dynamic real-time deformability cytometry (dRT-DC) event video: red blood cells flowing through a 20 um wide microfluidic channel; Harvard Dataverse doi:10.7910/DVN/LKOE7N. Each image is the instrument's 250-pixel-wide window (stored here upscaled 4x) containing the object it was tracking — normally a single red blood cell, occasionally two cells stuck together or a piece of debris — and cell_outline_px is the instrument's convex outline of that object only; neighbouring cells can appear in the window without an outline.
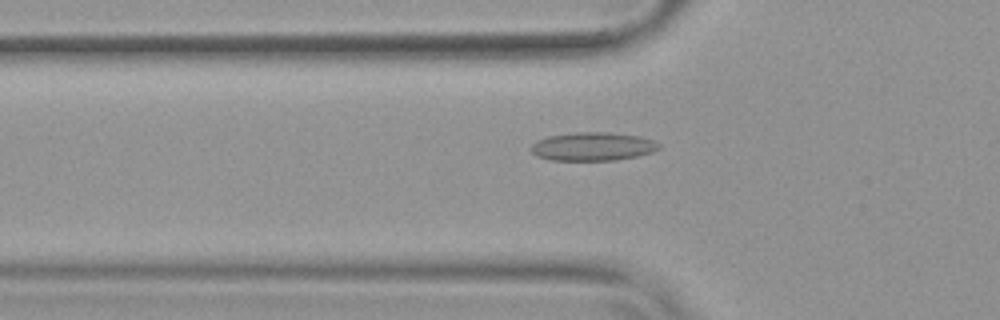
{"species": "common noctule bat (a hibernating species)", "species_latin": "Nyctalus noctula", "temperature_condition": "warm", "stored_images_in_passage": 53, "camera_frame_rate_fps": 3000, "um_per_image_px": 0.085, "animal": {"sex": "female", "body_mass_g": 19.9}, "frame": {"image": 1, "passage_image": 18, "time_ms": 5.667, "image_size_px": [1000, 320], "cell_outline_px": [[660, 148], [652, 152], [640, 156], [616, 160], [552, 160], [536, 156], [528, 148], [536, 140], [548, 136], [576, 132], [608, 132], [640, 136], [652, 140], [660, 144]], "centroid_in_image_um": [50.37, 12.45], "position_along_channel_um": 75.4, "area_um2": 21.39}}
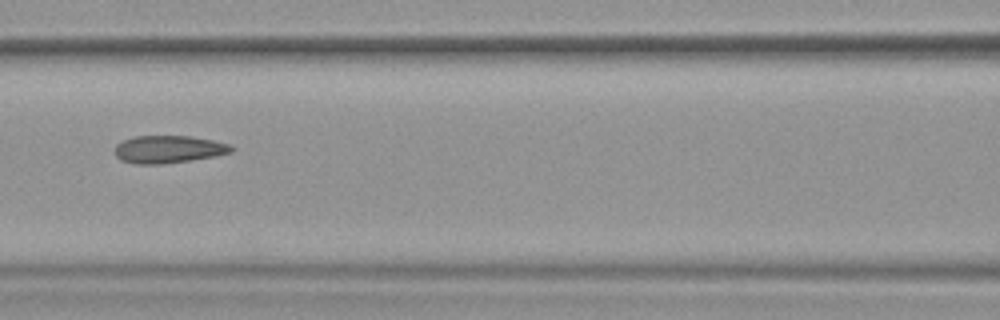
{"frame": {"image": 2, "passage_image": 24, "time_ms": 7.667, "image_size_px": [1000, 320], "cell_outline_px": [[236, 148], [232, 152], [216, 156], [192, 160], [160, 164], [136, 164], [120, 160], [116, 156], [116, 144], [132, 136], [192, 136], [232, 144]], "centroid_in_image_um": [14.37, 12.69], "position_along_channel_um": 152.2, "area_um2": 18.9}}
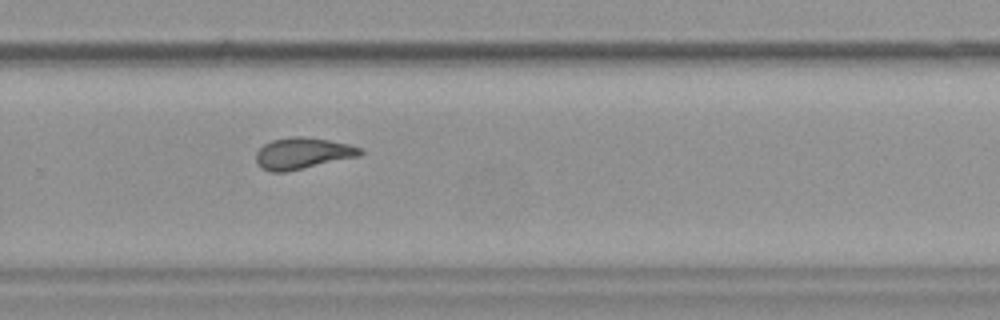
{"frame": {"image": 3, "passage_image": 36, "time_ms": 11.667, "image_size_px": [1000, 320], "cell_outline_px": [[364, 152], [360, 156], [288, 172], [272, 172], [260, 168], [256, 164], [256, 152], [264, 144], [272, 140], [292, 136], [300, 136], [328, 140], [348, 144], [360, 148]], "centroid_in_image_um": [25.7, 13.05], "position_along_channel_um": 304.1, "area_um2": 19.19}, "authors_computed_cell_mechanics": {"area_um2": 19.4786, "velocity_mm_per_s": 3.8125, "shape_relaxation_time_tau1_ms": null, "shape_relaxation_time_tau2_ms": 1.7111, "deformation_change_tau1": null, "deformation_change_tau2": 0.0972}}